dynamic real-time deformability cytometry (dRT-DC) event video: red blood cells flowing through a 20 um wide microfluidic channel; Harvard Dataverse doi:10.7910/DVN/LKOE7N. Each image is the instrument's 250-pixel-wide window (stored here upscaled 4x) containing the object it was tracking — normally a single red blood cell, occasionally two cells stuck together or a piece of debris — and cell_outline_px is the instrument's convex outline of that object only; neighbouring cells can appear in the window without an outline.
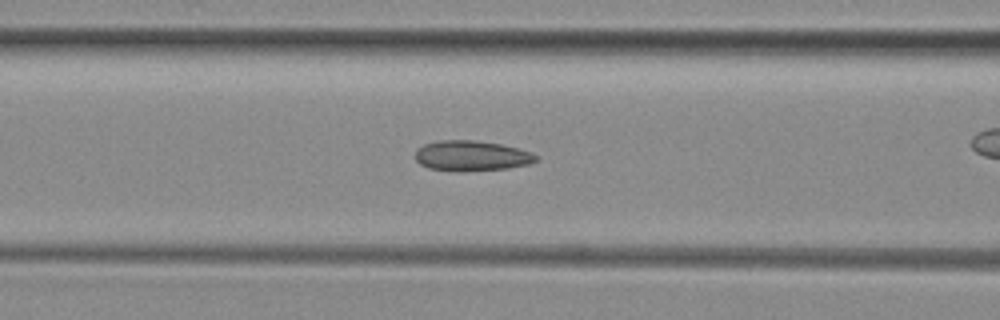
{"species": "common noctule bat (a hibernating species)", "species_latin": "Nyctalus noctula", "temperature_condition": "room temperature", "stored_images_in_passage": 51, "camera_frame_rate_fps": 3000, "um_per_image_px": 0.085, "animal": {"sex": "female", "body_mass_g": 29.2, "forearm_length_mm": 56.3}, "frame": {"image": 1, "passage_image": 21, "time_ms": 6.667, "image_size_px": [1000, 320], "cell_outline_px": [[536, 160], [528, 164], [508, 168], [460, 172], [428, 168], [420, 164], [416, 160], [416, 148], [424, 144], [440, 140], [476, 140], [500, 144], [516, 148], [528, 152], [536, 156]], "centroid_in_image_um": [40.01, 13.25], "position_along_channel_um": 126.6, "area_um2": 21.21}}
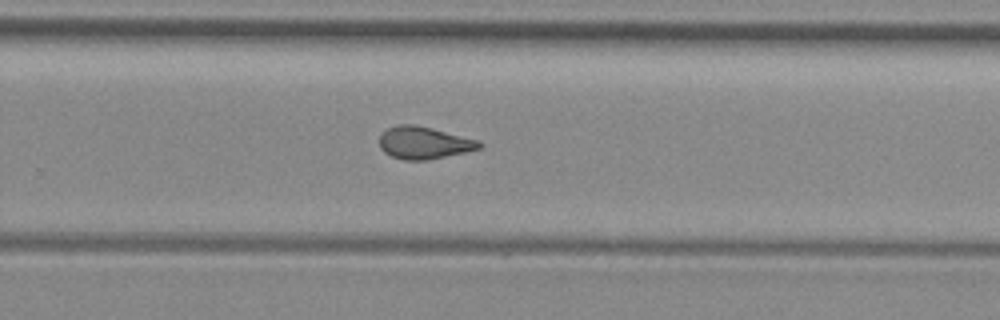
{"frame": {"image": 2, "passage_image": 33, "time_ms": 10.667, "image_size_px": [1000, 320], "cell_outline_px": [[484, 144], [480, 148], [464, 152], [428, 160], [404, 160], [392, 156], [384, 152], [380, 148], [380, 132], [396, 124], [416, 124], [480, 140]], "centroid_in_image_um": [36.03, 12.12], "position_along_channel_um": 293.8, "area_um2": 18.96}}
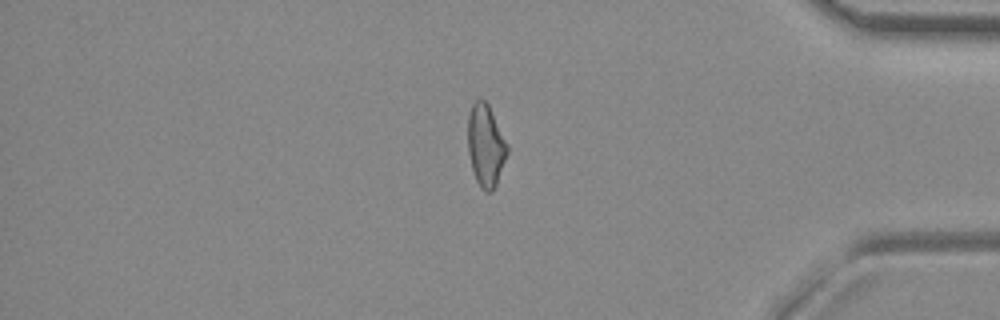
{"frame": {"image": 3, "passage_image": 43, "time_ms": 14.0, "image_size_px": [1000, 320], "cell_outline_px": [[508, 152], [496, 184], [492, 192], [484, 192], [480, 188], [476, 180], [472, 168], [468, 152], [468, 116], [472, 104], [480, 96], [488, 104], [508, 144]], "centroid_in_image_um": [41.28, 12.36], "position_along_channel_um": 393.9, "area_um2": 18.9}, "authors_computed_cell_mechanics": {"area_um2": 20.5768, "velocity_mm_per_s": 3.9807, "shape_relaxation_time_tau1_ms": null, "shape_relaxation_time_tau2_ms": 2.7731, "deformation_change_tau1": null, "deformation_change_tau2": 0.0922}}